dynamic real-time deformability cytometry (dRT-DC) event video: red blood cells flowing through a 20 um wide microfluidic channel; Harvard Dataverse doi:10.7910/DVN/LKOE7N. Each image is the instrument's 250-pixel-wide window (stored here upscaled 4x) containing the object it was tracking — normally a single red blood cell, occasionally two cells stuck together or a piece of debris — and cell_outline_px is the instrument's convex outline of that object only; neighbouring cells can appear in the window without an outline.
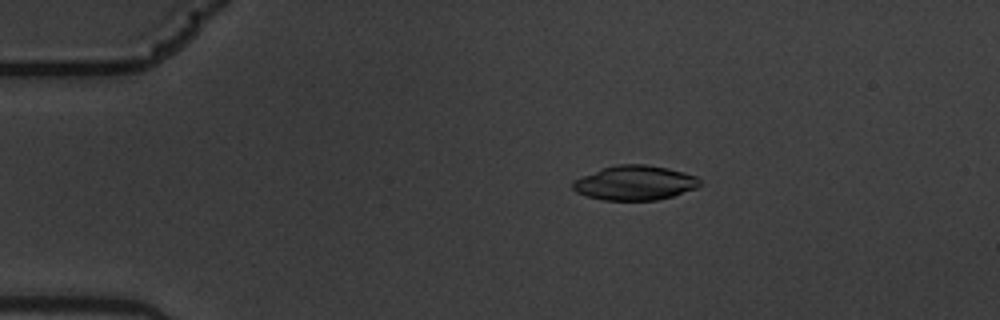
{"species": "common noctule bat (a hibernating species)", "species_latin": "Nyctalus noctula", "temperature_condition": "warm", "stored_images_in_passage": 58, "camera_frame_rate_fps": 3000, "um_per_image_px": 0.085, "animal": {"sex": "male", "body_mass_g": 19.5, "forearm_length_mm": 54.6}, "frame": {"image": 1, "passage_image": 12, "time_ms": 3.667, "image_size_px": [1000, 320], "cell_outline_px": [[704, 184], [696, 188], [672, 196], [656, 200], [604, 200], [588, 196], [576, 192], [572, 188], [572, 180], [604, 168], [620, 164], [644, 164], [668, 168], [684, 172], [696, 176]], "centroid_in_image_um": [53.99, 15.54], "position_along_channel_um": 31.0, "area_um2": 25.49}}
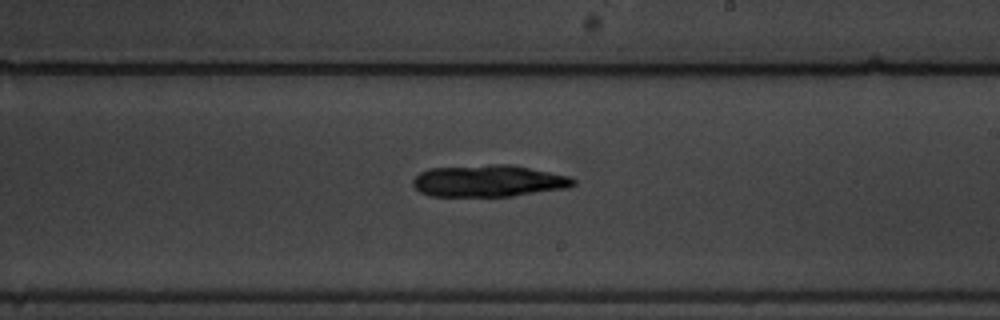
{"frame": {"image": 2, "passage_image": 35, "time_ms": 11.333, "image_size_px": [1000, 320], "cell_outline_px": [[576, 184], [568, 188], [512, 196], [428, 196], [420, 192], [412, 184], [412, 180], [420, 172], [428, 168], [488, 164], [508, 164], [568, 176], [576, 180]], "centroid_in_image_um": [41.49, 15.38], "position_along_channel_um": 247.5, "area_um2": 29.82}}
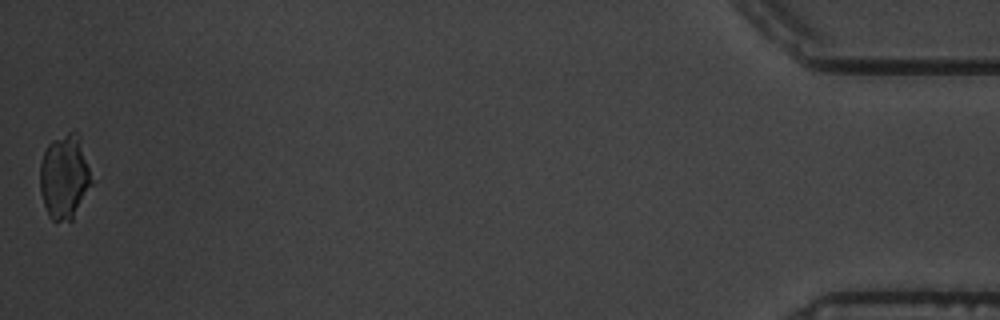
{"frame": {"image": 3, "passage_image": 58, "time_ms": 19.0, "image_size_px": [1000, 320], "cell_outline_px": [[92, 184], [72, 220], [56, 224], [48, 216], [40, 192], [40, 164], [44, 152], [48, 144], [52, 140], [68, 132], [76, 132], [80, 136], [92, 180]], "centroid_in_image_um": [5.47, 15.06], "position_along_channel_um": 429.7, "area_um2": 25.49}, "authors_computed_cell_mechanics": {"area_um2": 28.5532, "velocity_mm_per_s": 3.552, "shape_relaxation_time_tau1_ms": 7.9337, "shape_relaxation_time_tau2_ms": null, "deformation_change_tau1": 0.1684, "deformation_change_tau2": null}}